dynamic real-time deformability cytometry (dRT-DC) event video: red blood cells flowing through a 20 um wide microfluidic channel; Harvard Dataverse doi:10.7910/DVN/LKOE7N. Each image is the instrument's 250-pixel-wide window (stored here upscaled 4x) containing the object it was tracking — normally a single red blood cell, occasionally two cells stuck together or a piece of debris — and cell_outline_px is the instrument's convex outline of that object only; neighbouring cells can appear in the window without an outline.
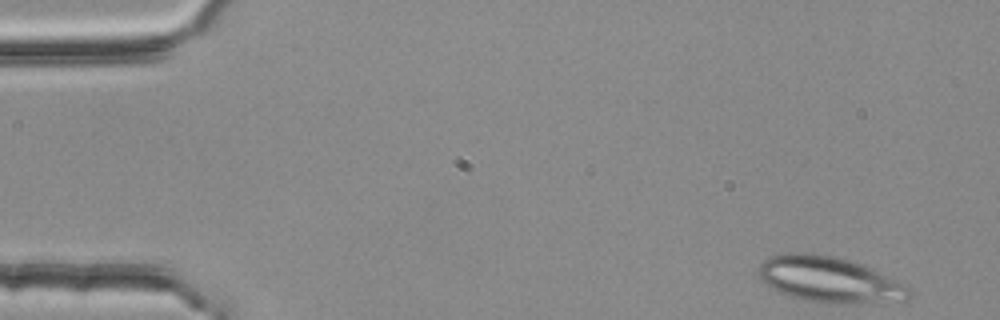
{"species": "common noctule bat (a hibernating species)", "species_latin": "Nyctalus noctula", "temperature_condition": "room temperature", "stored_images_in_passage": 49, "segment_of_instrument_passage": [1, 2], "camera_frame_rate_fps": 3000, "um_per_image_px": 0.085, "animal": {"sex": "female", "body_mass_g": 25.1}, "frame": {"image": 1, "passage_image": 1, "time_ms": 0.0, "image_size_px": [1000, 320], "cell_outline_px": [[912, 296], [908, 300], [860, 304], [828, 304], [804, 300], [792, 296], [772, 288], [760, 280], [756, 272], [756, 268], [764, 260], [772, 256], [788, 252], [812, 252], [836, 256], [848, 260], [868, 268], [908, 288], [912, 292]], "centroid_in_image_um": [70.42, 23.78], "position_along_channel_um": 14.6, "area_um2": 40.11}}